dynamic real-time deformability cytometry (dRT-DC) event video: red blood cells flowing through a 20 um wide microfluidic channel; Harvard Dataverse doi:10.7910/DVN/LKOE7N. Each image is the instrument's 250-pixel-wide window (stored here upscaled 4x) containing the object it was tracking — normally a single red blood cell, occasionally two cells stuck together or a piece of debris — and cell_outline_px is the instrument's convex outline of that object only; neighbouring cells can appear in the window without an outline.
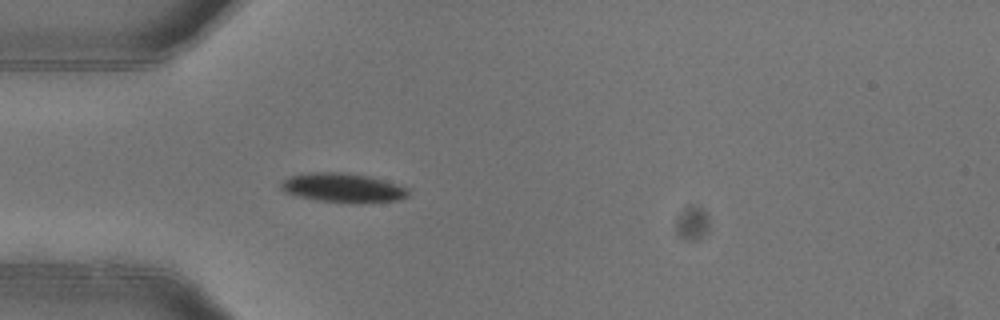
{"species": "common noctule bat (a hibernating species)", "species_latin": "Nyctalus noctula", "temperature_condition": "warm", "stored_images_in_passage": 3, "camera_frame_rate_fps": 3000, "um_per_image_px": 0.085, "animal": {"sex": "female"}, "frame": {"image": 1, "passage_image": 3, "time_ms": 0.667, "image_size_px": [1000, 320], "cell_outline_px": [[408, 196], [396, 200], [316, 200], [284, 192], [280, 188], [280, 184], [288, 176], [312, 172], [340, 172], [368, 176], [396, 184], [408, 188]], "centroid_in_image_um": [29.06, 15.9], "position_along_channel_um": 55.9, "area_um2": 20.46}}